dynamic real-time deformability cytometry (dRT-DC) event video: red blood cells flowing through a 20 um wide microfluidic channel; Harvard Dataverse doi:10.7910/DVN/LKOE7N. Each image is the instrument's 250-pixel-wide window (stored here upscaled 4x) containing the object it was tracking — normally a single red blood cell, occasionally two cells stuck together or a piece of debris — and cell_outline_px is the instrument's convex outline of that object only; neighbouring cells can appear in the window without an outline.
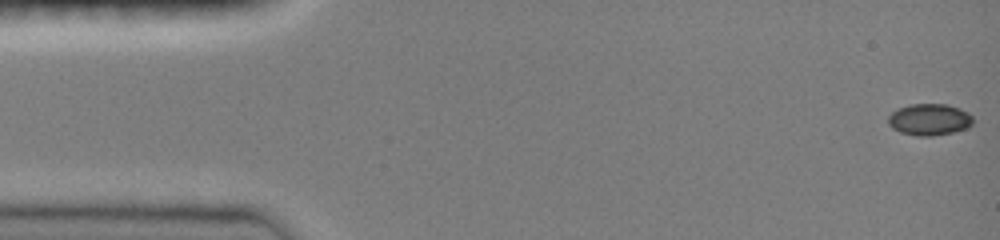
{"species": "common noctule bat (a hibernating species)", "species_latin": "Nyctalus noctula", "temperature_condition": "room temperature", "stored_images_in_passage": 47, "camera_frame_rate_fps": 3000, "um_per_image_px": 0.085, "animal": {"sex": "female", "body_mass_g": 19.0, "forearm_length_mm": 51.5}, "frame": {"image": 1, "passage_image": 1, "time_ms": 0.0, "image_size_px": [1000, 240], "cell_outline_px": [[972, 124], [964, 128], [952, 132], [932, 136], [916, 136], [900, 132], [892, 128], [888, 124], [888, 116], [896, 108], [912, 104], [948, 104], [960, 108], [968, 112], [972, 116]], "centroid_in_image_um": [78.96, 10.15], "position_along_channel_um": 6.0, "area_um2": 15.66}}
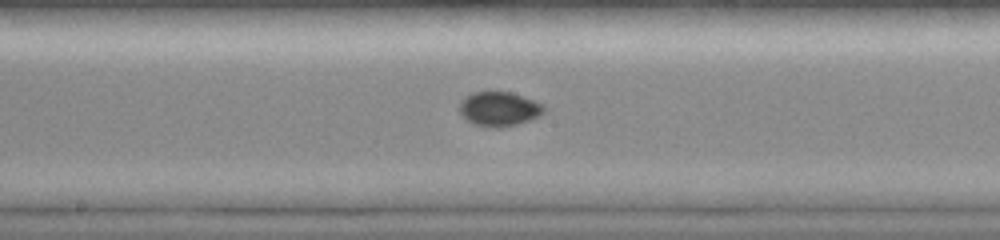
{"frame": {"image": 2, "passage_image": 25, "time_ms": 8.0, "image_size_px": [1000, 240], "cell_outline_px": [[544, 112], [540, 116], [516, 124], [500, 128], [492, 128], [472, 124], [460, 112], [460, 100], [464, 96], [472, 92], [512, 92], [544, 104]], "centroid_in_image_um": [42.42, 9.26], "position_along_channel_um": 205.8, "area_um2": 16.99}}
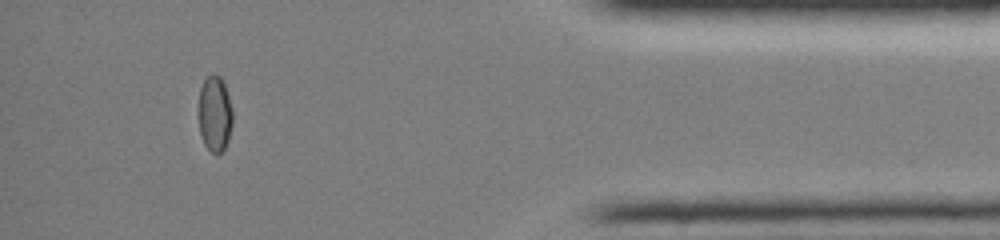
{"frame": {"image": 3, "passage_image": 43, "time_ms": 14.0, "image_size_px": [1000, 240], "cell_outline_px": [[232, 124], [228, 140], [224, 148], [216, 156], [204, 144], [200, 136], [200, 88], [204, 80], [212, 72], [220, 76], [224, 80], [232, 108]], "centroid_in_image_um": [18.28, 9.65], "position_along_channel_um": 416.9, "area_um2": 15.03}}